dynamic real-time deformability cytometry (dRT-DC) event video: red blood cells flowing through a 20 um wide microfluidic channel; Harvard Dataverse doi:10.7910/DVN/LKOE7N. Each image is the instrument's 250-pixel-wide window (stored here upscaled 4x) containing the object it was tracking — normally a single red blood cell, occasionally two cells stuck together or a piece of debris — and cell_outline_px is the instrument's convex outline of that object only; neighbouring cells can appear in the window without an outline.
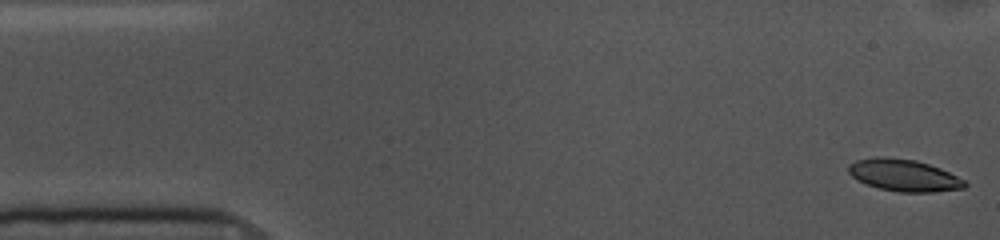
{"species": "common noctule bat (a hibernating species)", "species_latin": "Nyctalus noctula", "temperature_condition": "cold", "stored_images_in_passage": 53, "camera_frame_rate_fps": 3000, "um_per_image_px": 0.085, "animal": {"sex": "female", "body_mass_g": 10.0, "forearm_length_mm": 53.1}, "frame": {"image": 1, "passage_image": 1, "time_ms": 0.0, "image_size_px": [1000, 240], "cell_outline_px": [[968, 184], [964, 188], [932, 192], [900, 192], [880, 188], [856, 180], [848, 172], [848, 164], [856, 160], [876, 156], [884, 156], [916, 160], [940, 168], [964, 180]], "centroid_in_image_um": [76.8, 14.89], "position_along_channel_um": 8.2, "area_um2": 21.62}}
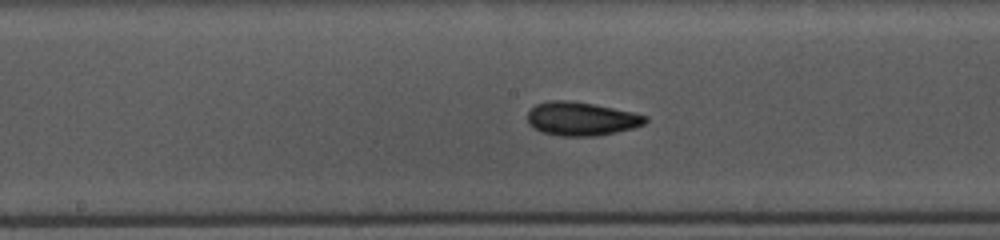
{"frame": {"image": 2, "passage_image": 26, "time_ms": 8.333, "image_size_px": [1000, 240], "cell_outline_px": [[648, 120], [644, 124], [632, 128], [616, 132], [596, 136], [560, 136], [540, 132], [532, 128], [528, 124], [528, 112], [536, 104], [548, 100], [564, 100], [592, 104], [632, 112], [648, 116]], "centroid_in_image_um": [49.38, 10.11], "position_along_channel_um": 198.8, "area_um2": 23.06}}
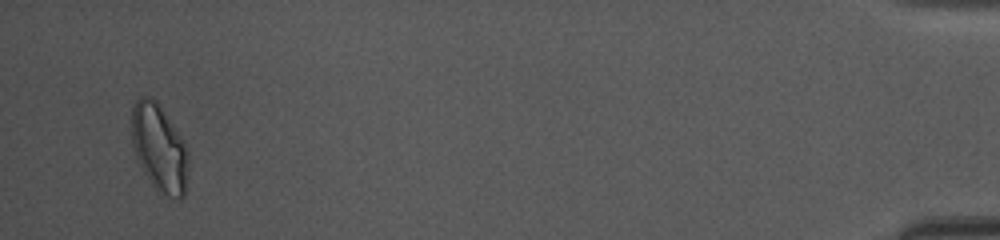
{"frame": {"image": 3, "passage_image": 52, "time_ms": 17.0, "image_size_px": [1000, 240], "cell_outline_px": [[188, 168], [184, 196], [160, 196], [156, 192], [144, 172], [136, 156], [132, 144], [132, 108], [136, 100], [140, 96], [148, 96], [156, 100], [180, 136], [188, 152]], "centroid_in_image_um": [13.52, 12.59], "position_along_channel_um": 421.7, "area_um2": 28.61}, "authors_computed_cell_mechanics": {"area_um2": 22.0796, "velocity_mm_per_s": 3.5877, "shape_relaxation_time_tau1_ms": 3.4794, "shape_relaxation_time_tau2_ms": 3.1649, "deformation_change_tau1": 0.1077, "deformation_change_tau2": 0.0718}}